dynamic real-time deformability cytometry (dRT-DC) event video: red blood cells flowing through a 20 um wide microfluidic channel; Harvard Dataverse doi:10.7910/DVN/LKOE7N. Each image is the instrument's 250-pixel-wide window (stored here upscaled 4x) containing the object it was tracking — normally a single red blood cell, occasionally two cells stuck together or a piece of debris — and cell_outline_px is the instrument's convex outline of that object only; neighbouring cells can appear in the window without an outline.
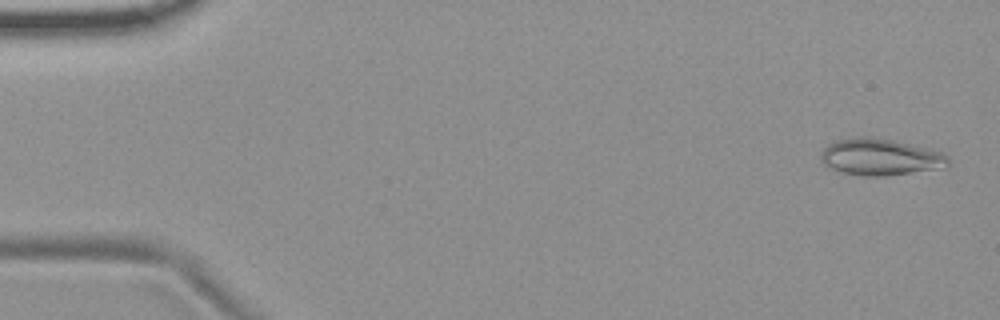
{"species": "common noctule bat (a hibernating species)", "species_latin": "Nyctalus noctula", "temperature_condition": "room temperature", "stored_images_in_passage": 49, "camera_frame_rate_fps": 3000, "um_per_image_px": 0.085, "animal": {"sex": "female", "body_mass_g": 19.9}, "frame": {"image": 1, "passage_image": 2, "time_ms": 0.333, "image_size_px": [1000, 320], "cell_outline_px": [[948, 164], [944, 168], [884, 176], [864, 176], [840, 172], [828, 168], [820, 160], [820, 152], [828, 144], [836, 140], [860, 136], [868, 136], [892, 140], [928, 148], [944, 152], [948, 156]], "centroid_in_image_um": [74.8, 13.35], "position_along_channel_um": 10.2, "area_um2": 27.46}}
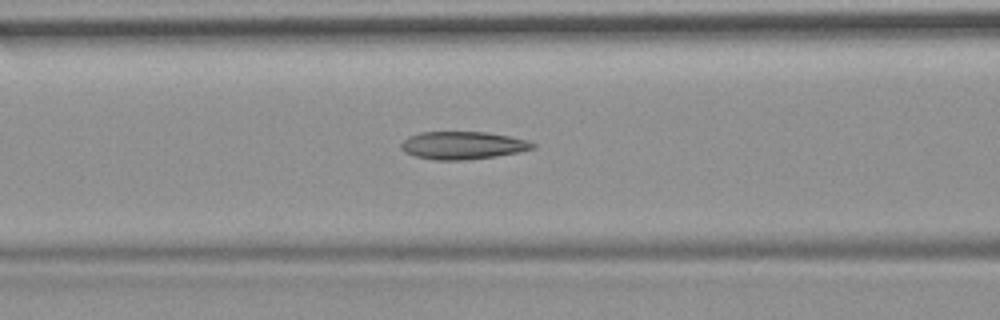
{"frame": {"image": 2, "passage_image": 22, "time_ms": 7.0, "image_size_px": [1000, 320], "cell_outline_px": [[536, 148], [520, 152], [496, 156], [468, 160], [432, 160], [416, 156], [404, 152], [400, 148], [400, 144], [408, 136], [420, 132], [488, 132], [512, 136], [528, 140], [536, 144]], "centroid_in_image_um": [39.36, 12.35], "position_along_channel_um": 127.2, "area_um2": 21.62}}
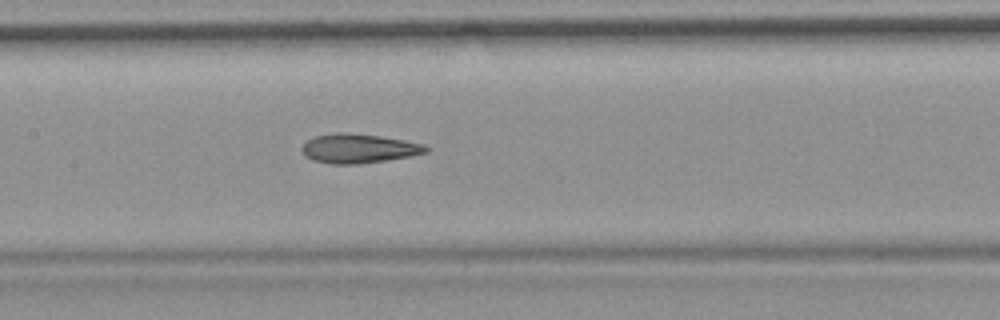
{"frame": {"image": 3, "passage_image": 26, "time_ms": 8.333, "image_size_px": [1000, 320], "cell_outline_px": [[432, 148], [428, 152], [388, 160], [356, 164], [332, 164], [312, 160], [300, 148], [308, 140], [316, 136], [332, 132], [348, 132], [380, 136], [404, 140], [424, 144]], "centroid_in_image_um": [30.52, 12.61], "position_along_channel_um": 176.9, "area_um2": 21.15}}